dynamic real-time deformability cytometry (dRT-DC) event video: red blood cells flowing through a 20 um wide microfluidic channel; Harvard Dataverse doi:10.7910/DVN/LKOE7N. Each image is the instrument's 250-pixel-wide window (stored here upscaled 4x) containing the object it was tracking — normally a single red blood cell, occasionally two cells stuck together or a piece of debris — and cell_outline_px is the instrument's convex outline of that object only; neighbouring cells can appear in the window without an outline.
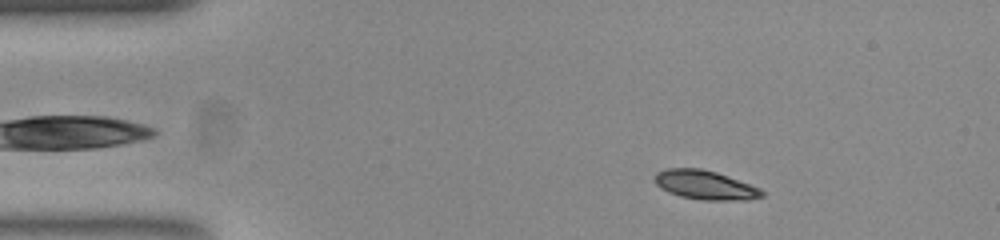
{"species": "common noctule bat (a hibernating species)", "species_latin": "Nyctalus noctula", "temperature_condition": "room temperature", "stored_images_in_passage": 45, "camera_frame_rate_fps": 3000, "um_per_image_px": 0.085, "animal": {"sex": "female", "body_mass_g": 23.0, "forearm_length_mm": 53.4}, "frame": {"image": 1, "passage_image": 6, "time_ms": 1.667, "image_size_px": [1000, 240], "cell_outline_px": [[764, 196], [744, 200], [704, 200], [680, 196], [668, 192], [656, 184], [656, 172], [668, 168], [700, 168], [716, 172], [728, 176], [760, 188], [764, 192]], "centroid_in_image_um": [59.95, 15.72], "position_along_channel_um": 25.1, "area_um2": 17.98}}
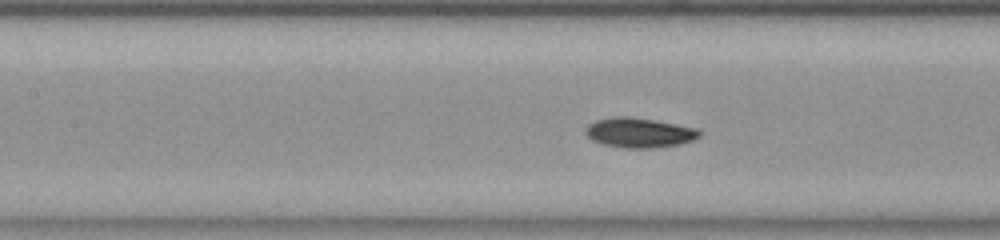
{"frame": {"image": 2, "passage_image": 21, "time_ms": 6.667, "image_size_px": [1000, 240], "cell_outline_px": [[700, 136], [692, 140], [680, 144], [648, 148], [624, 148], [604, 144], [592, 140], [584, 132], [588, 124], [596, 120], [616, 116], [624, 116], [652, 120], [696, 128], [700, 132]], "centroid_in_image_um": [54.3, 11.28], "position_along_channel_um": 153.1, "area_um2": 19.42}}
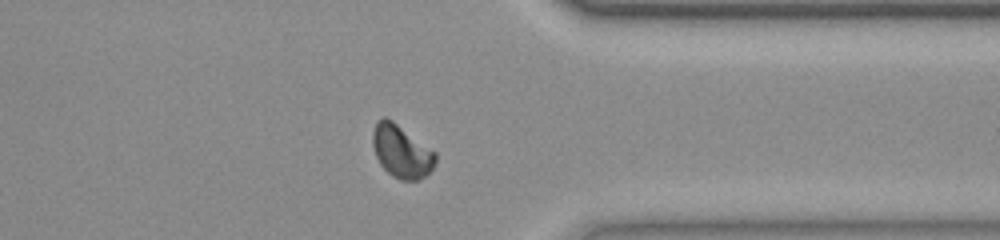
{"frame": {"image": 3, "passage_image": 39, "time_ms": 12.667, "image_size_px": [1000, 240], "cell_outline_px": [[436, 160], [432, 168], [424, 176], [416, 180], [400, 180], [392, 176], [380, 164], [376, 156], [372, 144], [372, 132], [376, 120], [384, 116], [392, 120], [436, 152]], "centroid_in_image_um": [34.09, 12.85], "position_along_channel_um": 377.3, "area_um2": 19.25}, "authors_computed_cell_mechanics": {"area_um2": 18.3804, "velocity_mm_per_s": 3.8759, "shape_relaxation_time_tau1_ms": 1.9286, "shape_relaxation_time_tau2_ms": 4.2187, "deformation_change_tau1": 0.1174, "deformation_change_tau2": 0.0798}}